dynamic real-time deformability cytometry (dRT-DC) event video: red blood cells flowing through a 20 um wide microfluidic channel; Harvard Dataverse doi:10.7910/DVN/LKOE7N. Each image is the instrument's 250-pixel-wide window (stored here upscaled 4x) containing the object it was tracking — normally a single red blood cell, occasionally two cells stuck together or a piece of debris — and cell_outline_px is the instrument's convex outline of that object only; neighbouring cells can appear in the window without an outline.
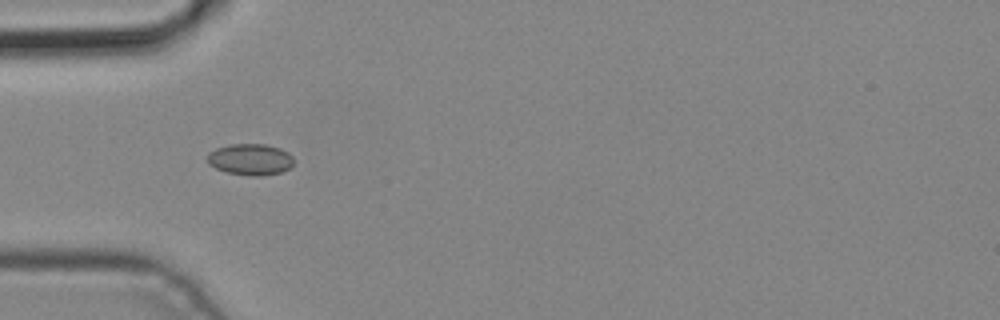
{"species": "common noctule bat (a hibernating species)", "species_latin": "Nyctalus noctula", "temperature_condition": "cold", "stored_images_in_passage": 4, "camera_frame_rate_fps": 3000, "um_per_image_px": 0.085, "animal": {"sex": "male", "body_mass_g": 19.2, "forearm_length_mm": 51.8}, "frame": {"image": 1, "passage_image": 3, "time_ms": 0.667, "image_size_px": [1000, 320], "cell_outline_px": [[292, 164], [288, 168], [280, 172], [260, 176], [252, 176], [228, 172], [216, 168], [208, 164], [208, 152], [216, 148], [232, 144], [264, 144], [280, 148], [288, 152], [292, 156]], "centroid_in_image_um": [21.26, 13.54], "position_along_channel_um": 63.7, "area_um2": 15.61}}
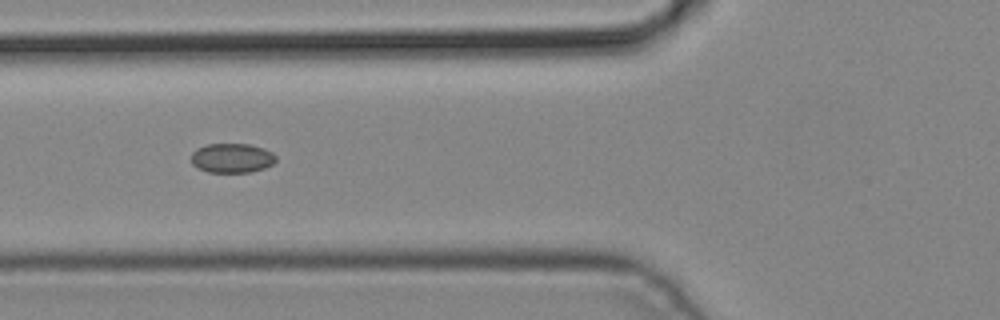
{"frame": {"image": 2, "passage_image": 4, "time_ms": 1.0, "image_size_px": [1000, 320], "cell_outline_px": [[276, 160], [272, 164], [264, 168], [248, 172], [208, 172], [196, 168], [192, 164], [192, 152], [196, 148], [208, 144], [248, 144], [264, 148], [272, 152], [276, 156]], "centroid_in_image_um": [19.7, 13.43], "position_along_channel_um": 106.1, "area_um2": 14.57}}